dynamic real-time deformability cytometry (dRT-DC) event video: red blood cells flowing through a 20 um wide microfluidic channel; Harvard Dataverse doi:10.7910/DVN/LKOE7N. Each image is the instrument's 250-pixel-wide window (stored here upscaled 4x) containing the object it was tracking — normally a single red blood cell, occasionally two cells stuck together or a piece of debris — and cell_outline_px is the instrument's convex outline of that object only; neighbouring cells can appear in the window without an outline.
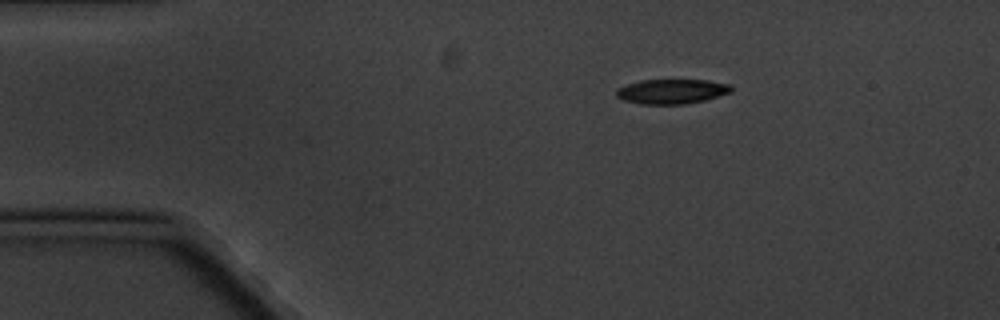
{"species": "common noctule bat (a hibernating species)", "species_latin": "Nyctalus noctula", "temperature_condition": "cold", "stored_images_in_passage": 3, "camera_frame_rate_fps": 3000, "um_per_image_px": 0.085, "animal": {"sex": "male", "body_mass_g": 20.1, "forearm_length_mm": 53.5}, "frame": {"image": 1, "passage_image": 1, "time_ms": 0.0, "image_size_px": [1000, 320], "cell_outline_px": [[732, 92], [704, 100], [688, 104], [640, 104], [624, 100], [616, 96], [616, 92], [620, 88], [628, 84], [640, 80], [708, 80], [728, 84], [732, 88]], "centroid_in_image_um": [57.11, 7.77], "position_along_channel_um": 27.9, "area_um2": 16.42}}